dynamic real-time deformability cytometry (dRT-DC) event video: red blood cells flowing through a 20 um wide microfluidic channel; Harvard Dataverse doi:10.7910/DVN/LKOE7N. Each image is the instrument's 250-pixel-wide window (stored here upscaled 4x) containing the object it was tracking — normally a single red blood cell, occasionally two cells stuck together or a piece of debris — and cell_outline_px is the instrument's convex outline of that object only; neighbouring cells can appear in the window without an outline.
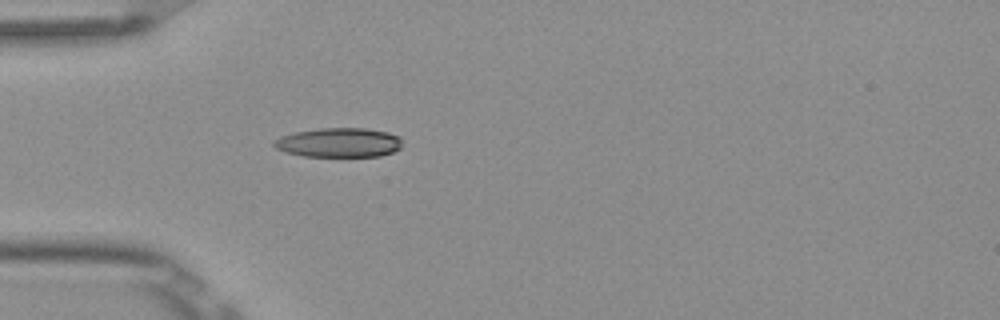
{"species": "Egyptian fruit bat (a non-hibernating species)", "species_latin": "Rousettus aegyptiacus", "temperature_condition": "room temperature", "stored_images_in_passage": 5, "camera_frame_rate_fps": 3000, "um_per_image_px": 0.085, "frame": {"image": 1, "passage_image": 5, "time_ms": 1.333, "image_size_px": [1000, 320], "cell_outline_px": [[400, 148], [392, 152], [380, 156], [304, 156], [284, 152], [276, 148], [272, 144], [272, 140], [280, 136], [296, 132], [320, 128], [364, 128], [388, 132], [400, 136]], "centroid_in_image_um": [28.77, 12.11], "position_along_channel_um": 56.2, "area_um2": 21.96}}